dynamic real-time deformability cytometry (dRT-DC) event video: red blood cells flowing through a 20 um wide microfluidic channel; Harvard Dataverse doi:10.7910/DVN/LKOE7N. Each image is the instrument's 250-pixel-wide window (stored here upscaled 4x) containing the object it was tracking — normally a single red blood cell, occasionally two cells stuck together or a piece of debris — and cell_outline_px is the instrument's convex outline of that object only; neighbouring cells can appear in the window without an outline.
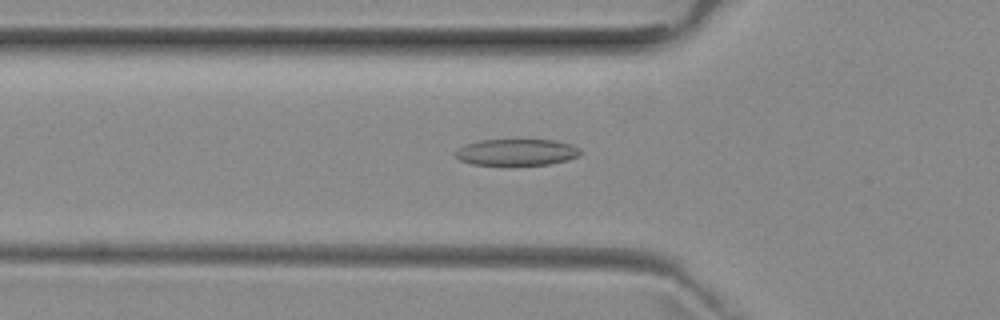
{"species": "common noctule bat (a hibernating species)", "species_latin": "Nyctalus noctula", "temperature_condition": "room temperature", "stored_images_in_passage": 50, "camera_frame_rate_fps": 3000, "um_per_image_px": 0.085, "animal": {"sex": "female", "body_mass_g": 29.2, "forearm_length_mm": 56.3}, "frame": {"image": 1, "passage_image": 18, "time_ms": 5.667, "image_size_px": [1000, 320], "cell_outline_px": [[580, 156], [568, 160], [548, 164], [472, 164], [460, 160], [452, 152], [456, 148], [464, 144], [480, 140], [552, 140], [572, 144], [580, 148]], "centroid_in_image_um": [43.89, 12.92], "position_along_channel_um": 81.9, "area_um2": 19.25}}
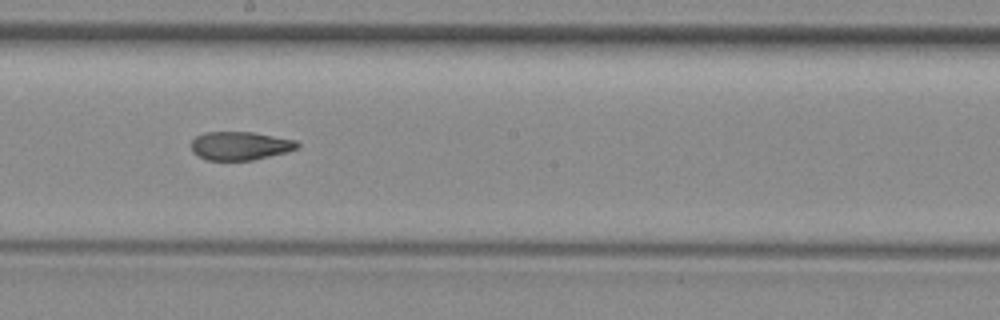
{"frame": {"image": 2, "passage_image": 29, "time_ms": 9.333, "image_size_px": [1000, 320], "cell_outline_px": [[300, 144], [296, 148], [288, 152], [252, 160], [208, 160], [192, 152], [192, 140], [196, 136], [204, 132], [252, 132], [296, 140]], "centroid_in_image_um": [20.41, 12.39], "position_along_channel_um": 227.8, "area_um2": 17.51}}
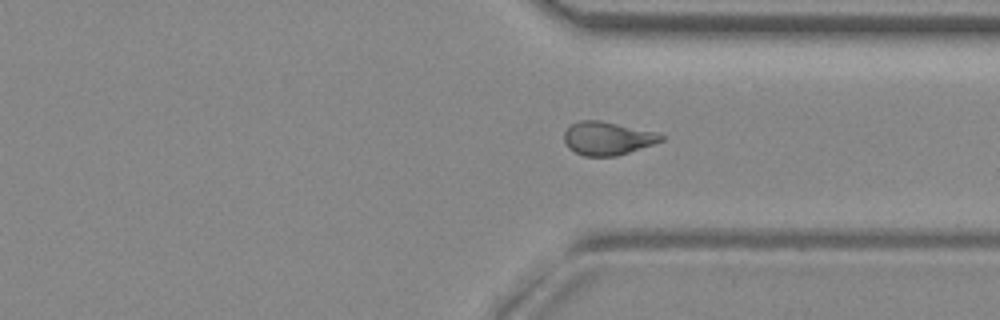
{"frame": {"image": 3, "passage_image": 39, "time_ms": 12.667, "image_size_px": [1000, 320], "cell_outline_px": [[664, 140], [616, 156], [584, 156], [568, 148], [564, 140], [564, 132], [572, 124], [580, 120], [600, 120], [656, 132], [664, 136]], "centroid_in_image_um": [51.61, 11.75], "position_along_channel_um": 359.8, "area_um2": 18.61}}